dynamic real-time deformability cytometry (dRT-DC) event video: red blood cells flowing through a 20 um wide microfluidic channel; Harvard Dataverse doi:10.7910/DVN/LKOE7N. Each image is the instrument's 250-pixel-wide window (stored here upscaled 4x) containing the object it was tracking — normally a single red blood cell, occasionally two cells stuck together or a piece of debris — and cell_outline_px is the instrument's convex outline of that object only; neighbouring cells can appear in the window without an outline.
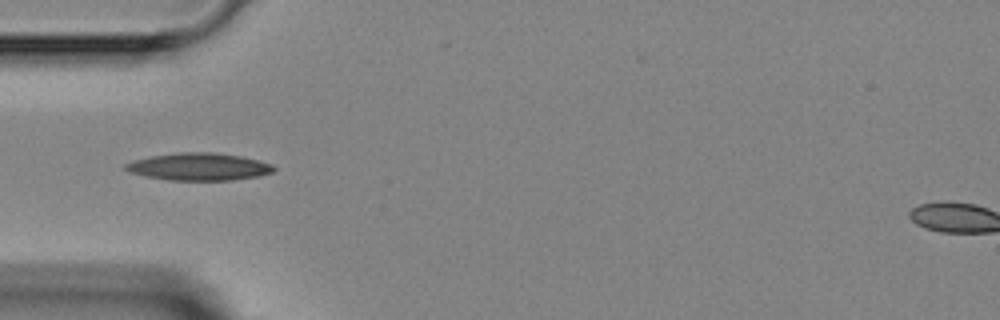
{"species": "Egyptian fruit bat (a non-hibernating species)", "species_latin": "Rousettus aegyptiacus", "temperature_condition": "room temperature", "stored_images_in_passage": 4, "camera_frame_rate_fps": 3000, "um_per_image_px": 0.085, "animal": {"sex": "female"}, "frame": {"image": 1, "passage_image": 3, "time_ms": 2.333, "image_size_px": [1000, 320], "cell_outline_px": [[276, 168], [272, 172], [260, 176], [232, 180], [168, 180], [144, 176], [128, 172], [124, 168], [124, 164], [136, 160], [152, 156], [180, 152], [212, 152], [240, 156], [272, 164]], "centroid_in_image_um": [16.9, 14.18], "position_along_channel_um": 68.1, "area_um2": 23.58}}